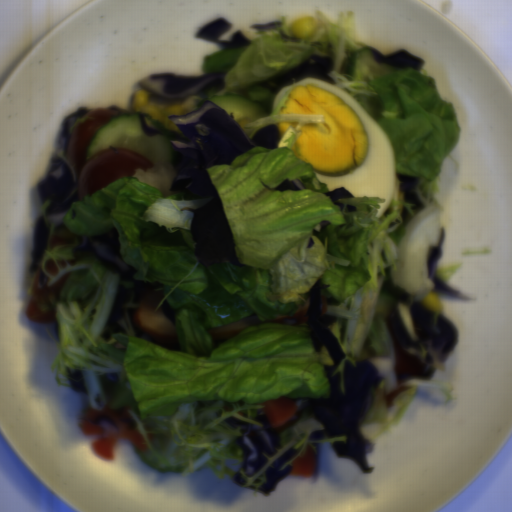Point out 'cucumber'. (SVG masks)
<instances>
[{"mask_svg": "<svg viewBox=\"0 0 512 512\" xmlns=\"http://www.w3.org/2000/svg\"><path fill=\"white\" fill-rule=\"evenodd\" d=\"M110 147L125 148L147 157L155 166L172 158L169 137L164 134L148 135L142 131L139 114L111 119L92 138L87 157Z\"/></svg>", "mask_w": 512, "mask_h": 512, "instance_id": "8b760119", "label": "cucumber"}, {"mask_svg": "<svg viewBox=\"0 0 512 512\" xmlns=\"http://www.w3.org/2000/svg\"><path fill=\"white\" fill-rule=\"evenodd\" d=\"M208 100L223 109L225 114H232L240 128H245L251 122L270 115L263 105L241 94H218Z\"/></svg>", "mask_w": 512, "mask_h": 512, "instance_id": "586b57bf", "label": "cucumber"}]
</instances>
